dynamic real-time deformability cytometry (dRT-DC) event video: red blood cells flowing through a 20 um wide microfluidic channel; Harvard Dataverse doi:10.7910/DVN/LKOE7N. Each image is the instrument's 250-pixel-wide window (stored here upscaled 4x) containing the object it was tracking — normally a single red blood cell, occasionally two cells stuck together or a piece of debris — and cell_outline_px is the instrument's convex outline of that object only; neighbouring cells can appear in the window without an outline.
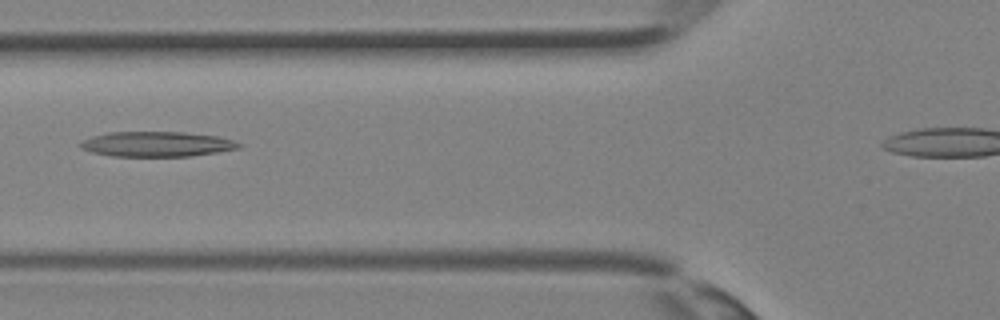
{"species": "Egyptian fruit bat (a non-hibernating species)", "species_latin": "Rousettus aegyptiacus", "temperature_condition": "room temperature", "stored_images_in_passage": 26, "camera_frame_rate_fps": 3000, "um_per_image_px": 0.085, "animal": {"sex": "female"}, "frame": {"image": 1, "passage_image": 8, "time_ms": 2.333, "image_size_px": [1000, 320], "cell_outline_px": [[244, 144], [240, 148], [192, 156], [112, 156], [92, 152], [80, 148], [76, 144], [92, 136], [108, 132], [184, 132], [220, 136]], "centroid_in_image_um": [13.33, 12.24], "position_along_channel_um": 112.5, "area_um2": 23.29}}
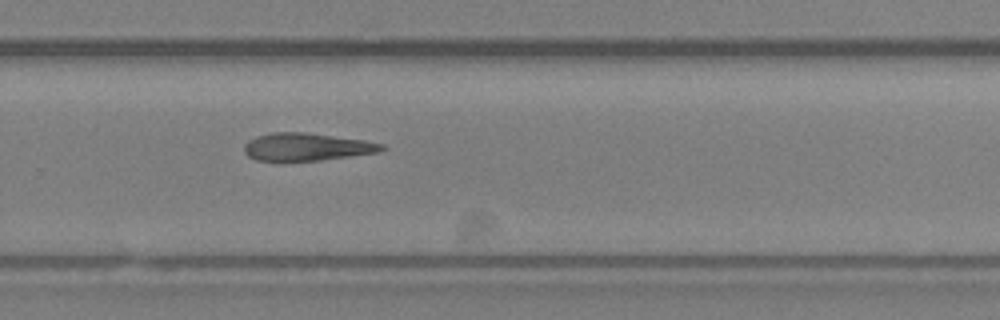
{"frame": {"image": 2, "passage_image": 18, "time_ms": 5.667, "image_size_px": [1000, 320], "cell_outline_px": [[388, 148], [380, 152], [320, 160], [284, 164], [280, 164], [256, 160], [248, 156], [244, 152], [244, 144], [248, 140], [256, 136], [272, 132], [304, 132], [364, 140], [384, 144]], "centroid_in_image_um": [26.0, 12.53], "position_along_channel_um": 303.8, "area_um2": 23.06}}
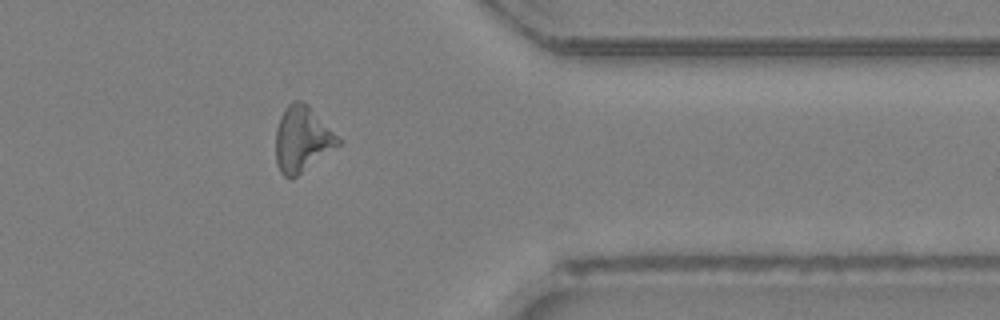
{"frame": {"image": 3, "passage_image": 23, "time_ms": 7.333, "image_size_px": [1000, 320], "cell_outline_px": [[340, 144], [292, 180], [284, 176], [280, 172], [276, 164], [276, 128], [280, 116], [288, 104], [292, 100], [300, 100], [308, 104], [340, 140]], "centroid_in_image_um": [25.64, 11.84], "position_along_channel_um": 385.8, "area_um2": 23.64}}